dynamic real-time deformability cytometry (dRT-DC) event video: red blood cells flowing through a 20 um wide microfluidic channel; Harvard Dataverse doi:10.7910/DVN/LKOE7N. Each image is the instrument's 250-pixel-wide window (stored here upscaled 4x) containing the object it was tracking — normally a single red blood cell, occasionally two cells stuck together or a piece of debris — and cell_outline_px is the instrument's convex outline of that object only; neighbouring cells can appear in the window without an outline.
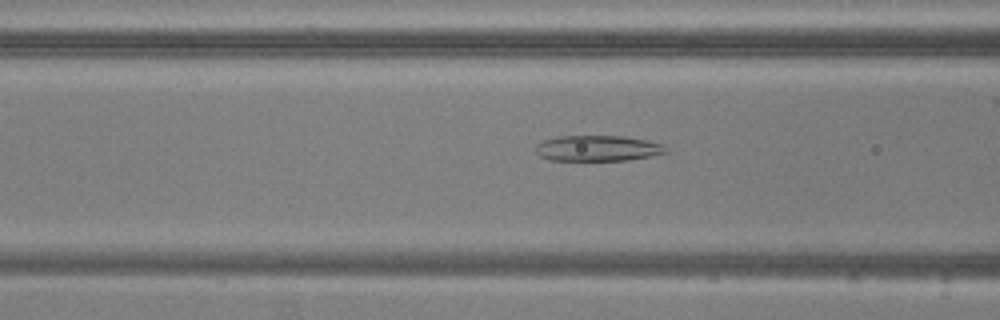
{"species": "common noctule bat (a hibernating species)", "species_latin": "Nyctalus noctula", "temperature_condition": "warm", "stored_images_in_passage": 52, "camera_frame_rate_fps": 3000, "um_per_image_px": 0.085, "animal": {"sex": "male", "body_mass_g": 20.5, "forearm_length_mm": 52.5}, "frame": {"image": 1, "passage_image": 19, "time_ms": 6.0, "image_size_px": [1000, 320], "cell_outline_px": [[668, 152], [628, 160], [548, 160], [540, 156], [536, 152], [536, 144], [544, 140], [560, 136], [624, 136], [648, 140], [660, 144]], "centroid_in_image_um": [50.76, 12.6], "position_along_channel_um": 115.8, "area_um2": 19.31}}
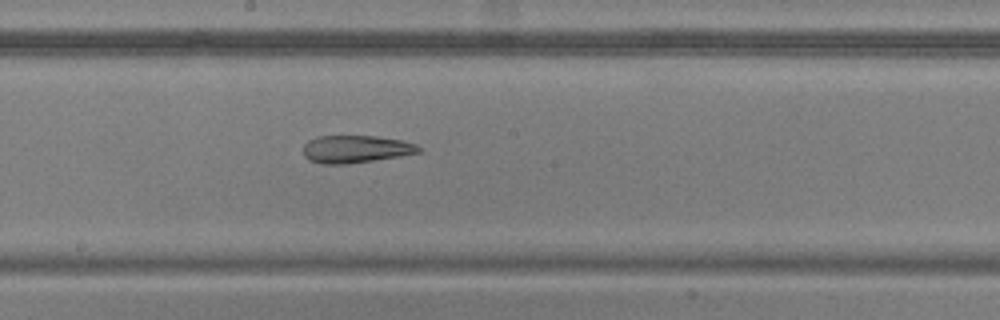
{"frame": {"image": 2, "passage_image": 27, "time_ms": 8.667, "image_size_px": [1000, 320], "cell_outline_px": [[420, 152], [400, 156], [348, 164], [320, 164], [308, 160], [304, 156], [304, 144], [308, 140], [316, 136], [376, 136], [404, 140], [416, 144], [420, 148]], "centroid_in_image_um": [30.21, 12.67], "position_along_channel_um": 218.0, "area_um2": 18.67}}
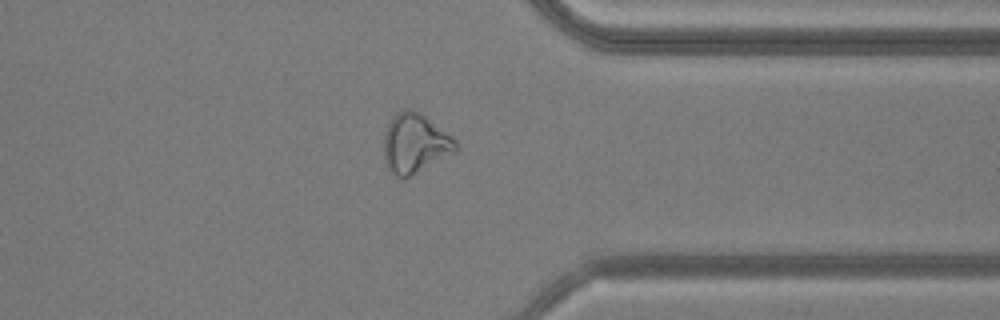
{"frame": {"image": 3, "passage_image": 40, "time_ms": 13.0, "image_size_px": [1000, 320], "cell_outline_px": [[460, 148], [456, 152], [412, 176], [404, 180], [396, 176], [388, 168], [384, 156], [384, 132], [392, 116], [396, 112], [404, 108], [420, 112], [456, 140]], "centroid_in_image_um": [35.28, 12.21], "position_along_channel_um": 376.1, "area_um2": 25.2}, "authors_computed_cell_mechanics": {"area_um2": 25.0563, "velocity_mm_per_s": 3.8219, "shape_relaxation_time_tau1_ms": null, "shape_relaxation_time_tau2_ms": 4.7615, "deformation_change_tau1": null, "deformation_change_tau2": 0.1655}}